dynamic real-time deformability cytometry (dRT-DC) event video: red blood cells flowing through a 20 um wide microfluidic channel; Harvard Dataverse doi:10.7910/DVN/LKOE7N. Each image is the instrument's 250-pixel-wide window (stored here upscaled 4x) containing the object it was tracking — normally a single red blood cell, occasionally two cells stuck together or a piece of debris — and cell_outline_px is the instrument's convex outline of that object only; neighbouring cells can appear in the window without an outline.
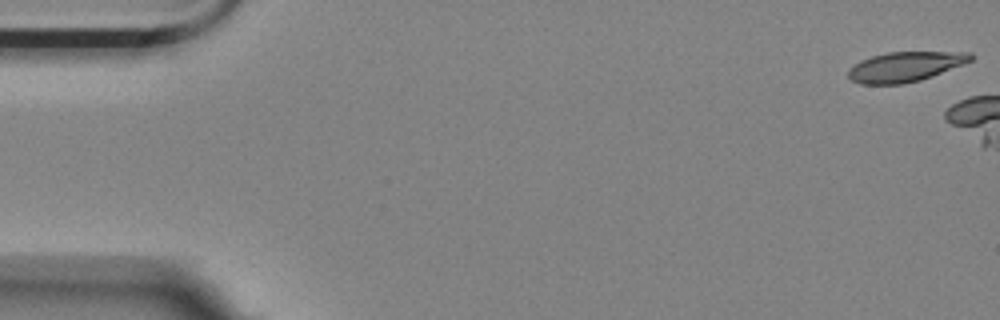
{"species": "Egyptian fruit bat (a non-hibernating species)", "species_latin": "Rousettus aegyptiacus", "temperature_condition": "room temperature", "stored_images_in_passage": 4, "camera_frame_rate_fps": 3000, "um_per_image_px": 0.085, "animal": {"sex": "female"}, "frame": {"image": 1, "passage_image": 1, "time_ms": 0.0, "image_size_px": [1000, 320], "cell_outline_px": [[972, 60], [964, 64], [932, 76], [920, 80], [904, 84], [860, 84], [852, 80], [848, 76], [848, 68], [860, 60], [872, 56], [888, 52], [972, 52]], "centroid_in_image_um": [76.92, 5.67], "position_along_channel_um": 8.1, "area_um2": 21.33}}